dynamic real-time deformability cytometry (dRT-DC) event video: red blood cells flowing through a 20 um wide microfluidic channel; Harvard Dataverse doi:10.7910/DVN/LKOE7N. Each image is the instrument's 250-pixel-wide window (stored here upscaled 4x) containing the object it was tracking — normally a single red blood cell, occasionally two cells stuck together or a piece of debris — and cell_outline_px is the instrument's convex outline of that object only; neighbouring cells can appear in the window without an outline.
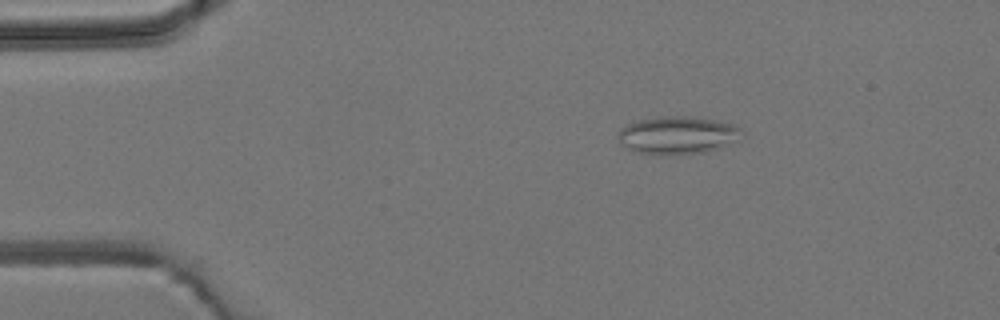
{"species": "common noctule bat (a hibernating species)", "species_latin": "Nyctalus noctula", "temperature_condition": "room temperature", "stored_images_in_passage": 6, "camera_frame_rate_fps": 3000, "um_per_image_px": 0.085, "animal": {"sex": "male", "body_mass_g": 19.2, "forearm_length_mm": 51.8}, "frame": {"image": 1, "passage_image": 3, "time_ms": 2.333, "image_size_px": [1000, 320], "cell_outline_px": [[740, 128], [732, 140], [720, 148], [704, 152], [664, 156], [660, 156], [636, 152], [620, 144], [616, 136], [620, 128], [628, 124], [640, 120], [672, 116], [696, 116], [736, 124]], "centroid_in_image_um": [57.49, 11.5], "position_along_channel_um": 27.5, "area_um2": 27.05}}